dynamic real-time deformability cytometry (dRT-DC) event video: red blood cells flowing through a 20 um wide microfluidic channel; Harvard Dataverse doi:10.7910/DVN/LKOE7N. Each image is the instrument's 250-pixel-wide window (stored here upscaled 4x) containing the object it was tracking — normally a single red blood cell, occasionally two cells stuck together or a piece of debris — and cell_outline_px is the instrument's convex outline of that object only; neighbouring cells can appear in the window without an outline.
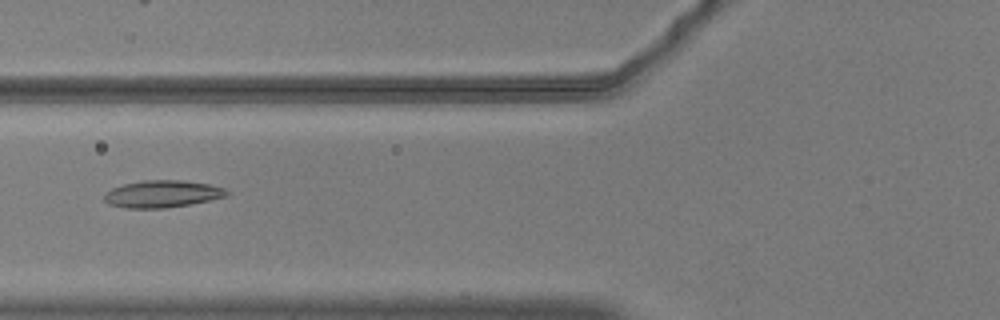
{"species": "common noctule bat (a hibernating species)", "species_latin": "Nyctalus noctula", "temperature_condition": "warm", "stored_images_in_passage": 56, "camera_frame_rate_fps": 3000, "um_per_image_px": 0.085, "animal": {"sex": "male", "body_mass_g": 20.5, "forearm_length_mm": 52.5}, "frame": {"image": 1, "passage_image": 23, "time_ms": 7.333, "image_size_px": [1000, 320], "cell_outline_px": [[228, 196], [188, 204], [164, 208], [124, 208], [108, 204], [104, 200], [104, 196], [112, 188], [124, 184], [144, 180], [180, 180], [208, 184], [224, 188], [228, 192]], "centroid_in_image_um": [13.77, 16.48], "position_along_channel_um": 112.0, "area_um2": 19.13}}
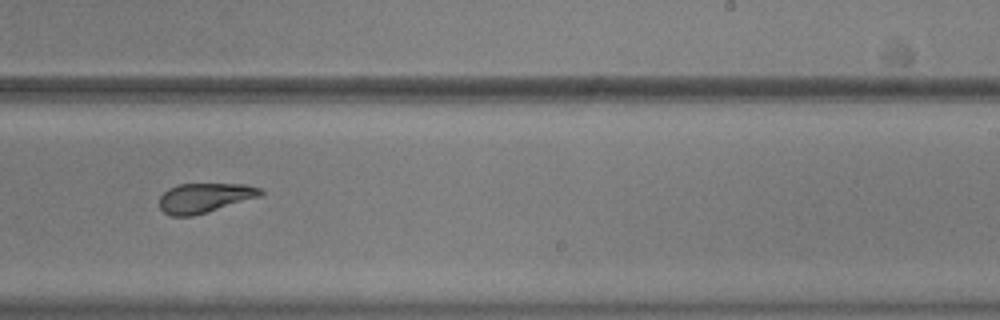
{"frame": {"image": 2, "passage_image": 36, "time_ms": 11.667, "image_size_px": [1000, 320], "cell_outline_px": [[264, 192], [260, 196], [192, 216], [172, 216], [164, 212], [160, 208], [160, 196], [168, 188], [176, 184], [248, 184], [260, 188]], "centroid_in_image_um": [17.37, 16.8], "position_along_channel_um": 271.6, "area_um2": 17.28}}
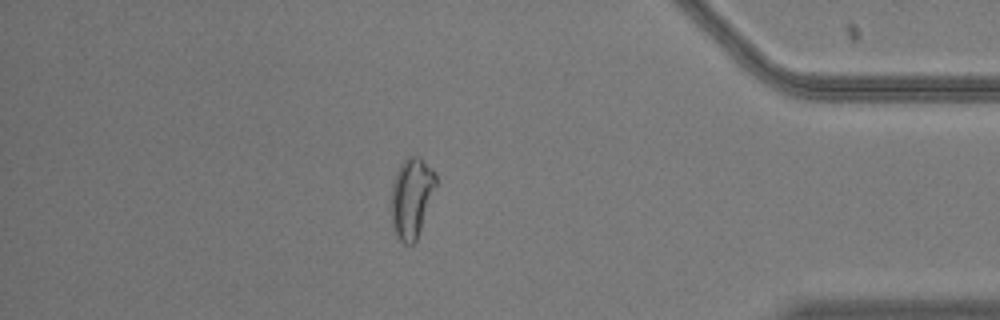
{"frame": {"image": 3, "passage_image": 49, "time_ms": 16.0, "image_size_px": [1000, 320], "cell_outline_px": [[436, 184], [416, 240], [412, 244], [404, 244], [400, 240], [392, 228], [392, 184], [396, 172], [400, 164], [408, 156], [420, 156], [436, 172]], "centroid_in_image_um": [34.98, 16.76], "position_along_channel_um": 400.2, "area_um2": 20.52}, "authors_computed_cell_mechanics": {"area_um2": 19.9121, "velocity_mm_per_s": 3.6762, "shape_relaxation_time_tau1_ms": null, "shape_relaxation_time_tau2_ms": 2.6128, "deformation_change_tau1": null, "deformation_change_tau2": 0.1088}}